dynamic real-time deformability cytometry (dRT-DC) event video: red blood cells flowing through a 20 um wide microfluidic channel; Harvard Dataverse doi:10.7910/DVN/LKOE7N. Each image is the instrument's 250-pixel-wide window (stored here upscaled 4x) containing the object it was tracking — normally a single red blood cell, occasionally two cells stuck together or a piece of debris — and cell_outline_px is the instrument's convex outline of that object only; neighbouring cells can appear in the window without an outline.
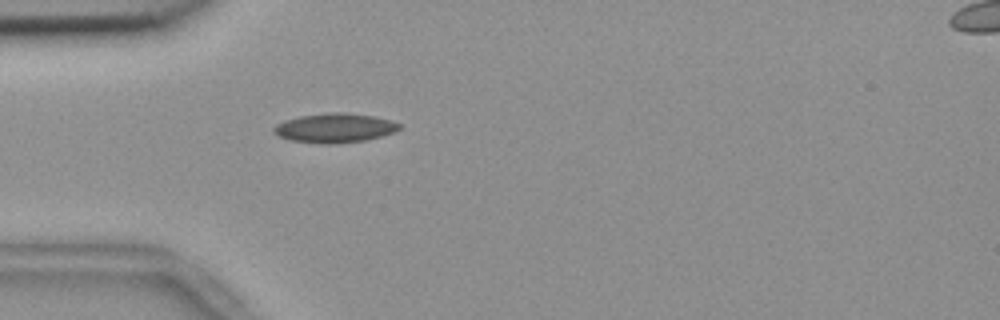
{"species": "common noctule bat (a hibernating species)", "species_latin": "Nyctalus noctula", "temperature_condition": "room temperature", "stored_images_in_passage": 51, "camera_frame_rate_fps": 3000, "um_per_image_px": 0.085, "animal": {"sex": "female", "body_mass_g": 18.4}, "frame": {"image": 1, "passage_image": 12, "time_ms": 3.667, "image_size_px": [1000, 320], "cell_outline_px": [[400, 128], [392, 132], [380, 136], [364, 140], [336, 144], [320, 144], [292, 140], [280, 136], [272, 128], [276, 124], [284, 120], [300, 116], [332, 112], [344, 112], [376, 116], [400, 124]], "centroid_in_image_um": [28.43, 10.87], "position_along_channel_um": 56.6, "area_um2": 21.21}}
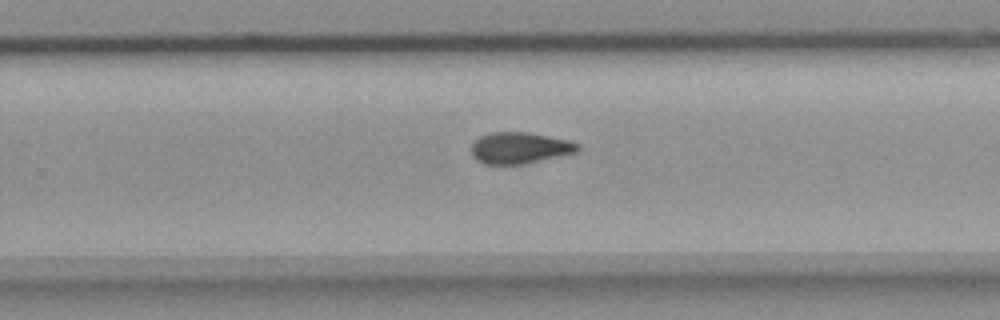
{"frame": {"image": 2, "passage_image": 31, "time_ms": 10.0, "image_size_px": [1000, 320], "cell_outline_px": [[580, 148], [576, 152], [520, 164], [484, 164], [476, 160], [472, 156], [472, 144], [480, 136], [492, 132], [528, 132], [568, 140], [580, 144]], "centroid_in_image_um": [44.15, 12.56], "position_along_channel_um": 285.7, "area_um2": 19.19}}
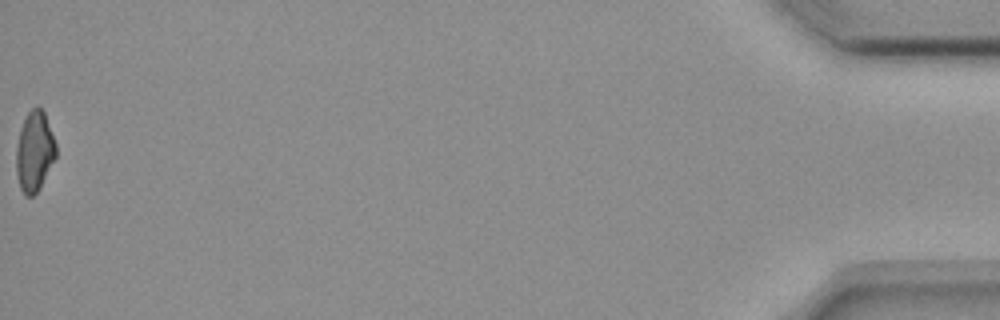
{"frame": {"image": 3, "passage_image": 51, "time_ms": 16.667, "image_size_px": [1000, 320], "cell_outline_px": [[56, 156], [36, 192], [32, 196], [24, 196], [20, 188], [16, 172], [16, 148], [20, 128], [28, 112], [36, 104], [44, 112], [56, 144]], "centroid_in_image_um": [2.91, 12.85], "position_along_channel_um": 432.3, "area_um2": 18.32}, "authors_computed_cell_mechanics": {"area_um2": 19.5942, "velocity_mm_per_s": 3.7078, "shape_relaxation_time_tau1_ms": 9.5136, "shape_relaxation_time_tau2_ms": 4.5207, "deformation_change_tau1": 0.1658, "deformation_change_tau2": 0.0872}}